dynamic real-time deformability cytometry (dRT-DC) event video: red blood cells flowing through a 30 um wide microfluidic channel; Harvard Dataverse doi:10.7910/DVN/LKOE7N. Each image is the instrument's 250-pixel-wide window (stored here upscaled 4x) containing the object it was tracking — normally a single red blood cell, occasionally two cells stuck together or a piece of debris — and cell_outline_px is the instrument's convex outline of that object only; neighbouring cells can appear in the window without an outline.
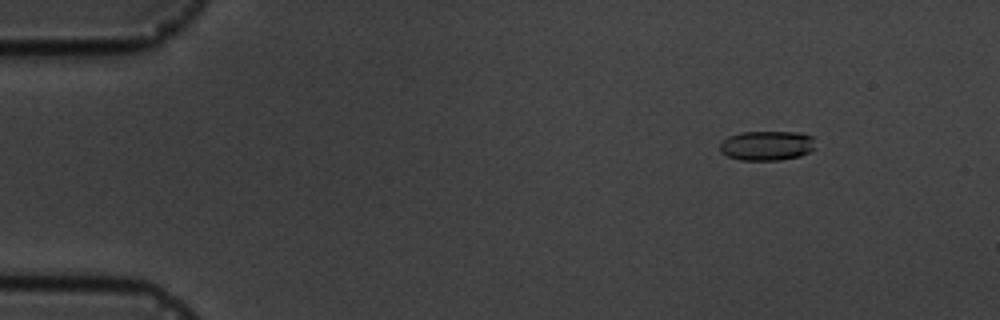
{"species": "common noctule bat (a hibernating species)", "species_latin": "Nyctalus noctula", "temperature_condition": "cold", "stored_images_in_passage": 4, "camera_frame_rate_fps": 3000, "um_per_image_px": 0.085, "animal": {"sex": "male", "body_mass_g": 19.5, "forearm_length_mm": 54.6}, "frame": {"image": 1, "passage_image": 1, "time_ms": 0.0, "image_size_px": [1000, 320], "cell_outline_px": [[816, 148], [800, 156], [780, 160], [740, 160], [728, 156], [720, 152], [720, 140], [728, 136], [740, 132], [796, 132], [812, 136]], "centroid_in_image_um": [65.15, 12.37], "position_along_channel_um": 19.8, "area_um2": 16.65}}
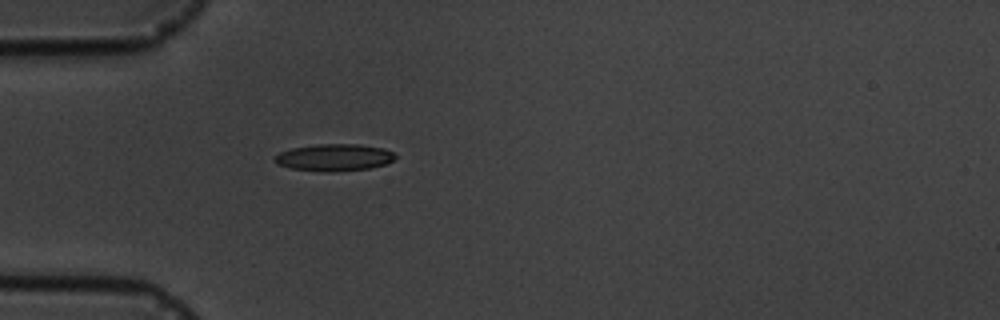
{"frame": {"image": 2, "passage_image": 4, "time_ms": 3.333, "image_size_px": [1000, 320], "cell_outline_px": [[396, 156], [388, 164], [368, 168], [328, 172], [288, 168], [276, 164], [272, 160], [272, 156], [280, 152], [292, 148], [316, 144], [360, 144], [384, 148], [392, 152]], "centroid_in_image_um": [28.35, 13.38], "position_along_channel_um": 56.6, "area_um2": 19.13}}